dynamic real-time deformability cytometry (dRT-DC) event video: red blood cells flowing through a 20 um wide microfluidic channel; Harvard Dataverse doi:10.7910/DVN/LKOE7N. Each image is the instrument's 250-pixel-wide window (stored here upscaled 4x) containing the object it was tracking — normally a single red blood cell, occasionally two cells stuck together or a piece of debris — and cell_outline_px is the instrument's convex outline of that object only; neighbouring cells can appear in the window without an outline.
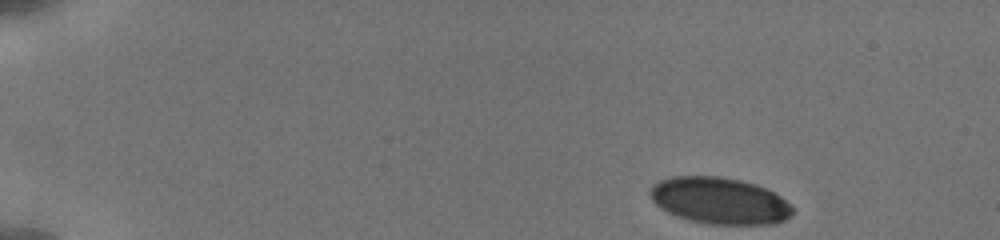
{"species": "human", "species_latin": "Homo sapiens", "temperature_condition": "cold", "stored_images_in_passage": 49, "camera_frame_rate_fps": 3000, "um_per_image_px": 0.085, "donor": {"sex": "male"}, "frame": {"image": 1, "passage_image": 1, "time_ms": 0.0, "image_size_px": [1000, 240], "cell_outline_px": [[792, 212], [784, 220], [776, 224], [708, 224], [688, 220], [676, 216], [660, 208], [652, 200], [648, 192], [660, 180], [672, 176], [720, 176], [740, 180], [756, 184], [780, 196], [792, 204]], "centroid_in_image_um": [61.15, 17.06], "position_along_channel_um": 23.8, "area_um2": 38.67}}
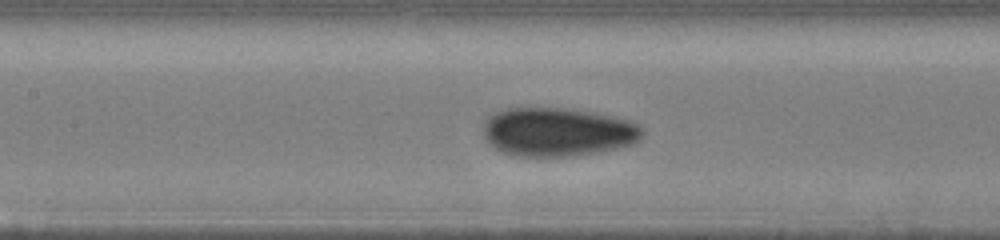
{"frame": {"image": 2, "passage_image": 22, "time_ms": 6.667, "image_size_px": [1000, 240], "cell_outline_px": [[644, 132], [640, 140], [632, 144], [600, 152], [568, 156], [512, 156], [500, 152], [492, 148], [488, 144], [484, 136], [484, 124], [488, 116], [492, 112], [508, 108], [568, 108], [616, 116], [628, 120], [644, 128]], "centroid_in_image_um": [47.37, 11.22], "position_along_channel_um": 160.0, "area_um2": 45.66}}
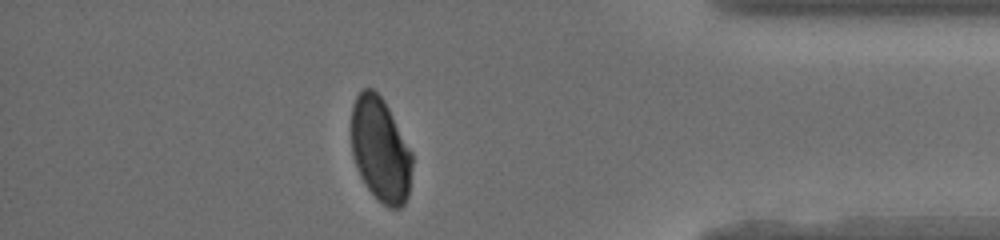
{"frame": {"image": 3, "passage_image": 43, "time_ms": 13.667, "image_size_px": [1000, 240], "cell_outline_px": [[412, 164], [408, 196], [404, 204], [400, 208], [388, 208], [368, 188], [360, 176], [356, 168], [352, 152], [352, 104], [356, 96], [364, 88], [372, 88], [384, 100], [412, 152]], "centroid_in_image_um": [32.33, 12.72], "position_along_channel_um": 402.9, "area_um2": 36.76}, "authors_computed_cell_mechanics": {"area_um2": 41.2692, "velocity_mm_per_s": 3.8314, "shape_relaxation_time_tau1_ms": 7.8595, "shape_relaxation_time_tau2_ms": 0.673, "deformation_change_tau1": 0.1427, "deformation_change_tau2": 0.0544}}